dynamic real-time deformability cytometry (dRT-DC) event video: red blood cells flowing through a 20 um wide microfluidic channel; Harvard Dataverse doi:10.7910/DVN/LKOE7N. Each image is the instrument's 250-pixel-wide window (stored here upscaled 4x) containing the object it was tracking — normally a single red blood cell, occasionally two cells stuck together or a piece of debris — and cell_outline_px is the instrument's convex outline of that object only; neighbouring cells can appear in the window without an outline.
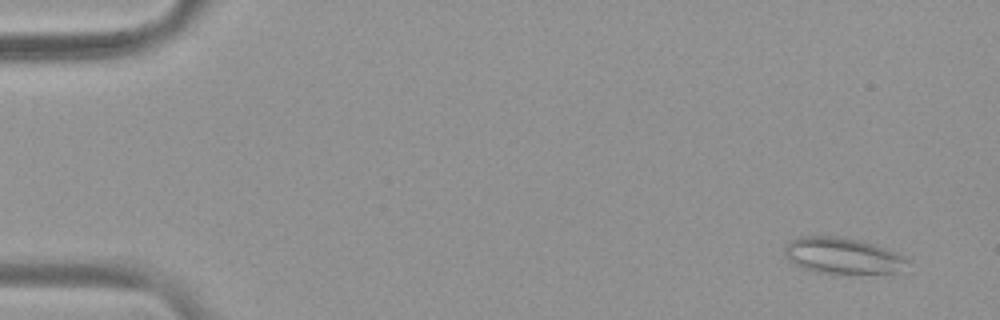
{"species": "common noctule bat (a hibernating species)", "species_latin": "Nyctalus noctula", "temperature_condition": "warm", "stored_images_in_passage": 52, "camera_frame_rate_fps": 3000, "um_per_image_px": 0.085, "animal": {"sex": "female", "body_mass_g": 19.9}, "frame": {"image": 1, "passage_image": 1, "time_ms": 0.0, "image_size_px": [1000, 320], "cell_outline_px": [[912, 260], [900, 272], [816, 272], [804, 268], [796, 264], [784, 256], [784, 248], [792, 240], [800, 236], [840, 236], [860, 240], [884, 248], [904, 256]], "centroid_in_image_um": [71.63, 21.71], "position_along_channel_um": 13.4, "area_um2": 25.37}}
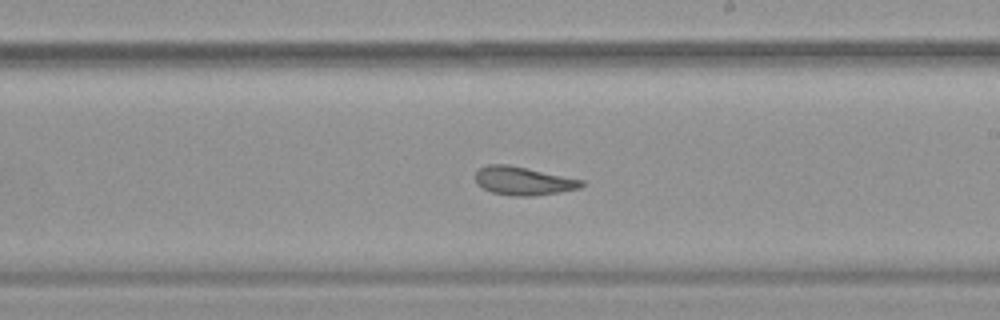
{"frame": {"image": 2, "passage_image": 30, "time_ms": 9.667, "image_size_px": [1000, 320], "cell_outline_px": [[584, 184], [580, 188], [560, 192], [532, 196], [512, 196], [492, 192], [476, 184], [476, 172], [480, 168], [488, 164], [508, 164], [584, 180]], "centroid_in_image_um": [44.48, 15.38], "position_along_channel_um": 244.5, "area_um2": 17.51}}
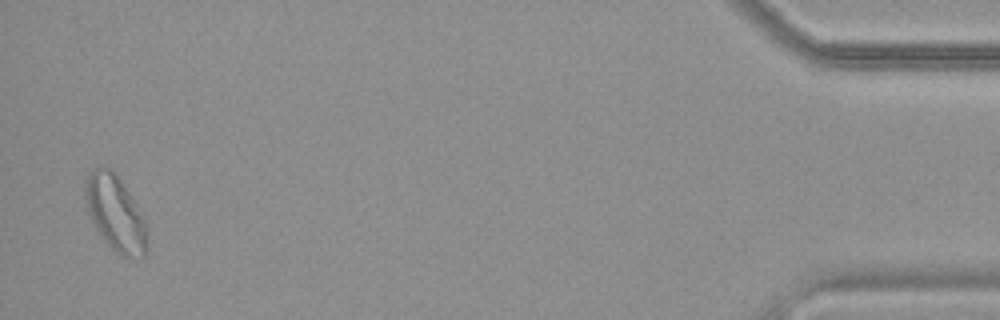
{"frame": {"image": 3, "passage_image": 51, "time_ms": 16.667, "image_size_px": [1000, 320], "cell_outline_px": [[148, 248], [144, 256], [120, 256], [104, 240], [96, 228], [88, 212], [84, 196], [84, 176], [92, 168], [100, 164], [108, 168], [120, 180], [132, 196], [144, 216], [148, 224]], "centroid_in_image_um": [9.81, 18.09], "position_along_channel_um": 425.4, "area_um2": 27.74}, "authors_computed_cell_mechanics": {"area_um2": 20.3167, "velocity_mm_per_s": 3.731, "shape_relaxation_time_tau1_ms": null, "shape_relaxation_time_tau2_ms": 2.3896, "deformation_change_tau1": null, "deformation_change_tau2": 0.0951}}